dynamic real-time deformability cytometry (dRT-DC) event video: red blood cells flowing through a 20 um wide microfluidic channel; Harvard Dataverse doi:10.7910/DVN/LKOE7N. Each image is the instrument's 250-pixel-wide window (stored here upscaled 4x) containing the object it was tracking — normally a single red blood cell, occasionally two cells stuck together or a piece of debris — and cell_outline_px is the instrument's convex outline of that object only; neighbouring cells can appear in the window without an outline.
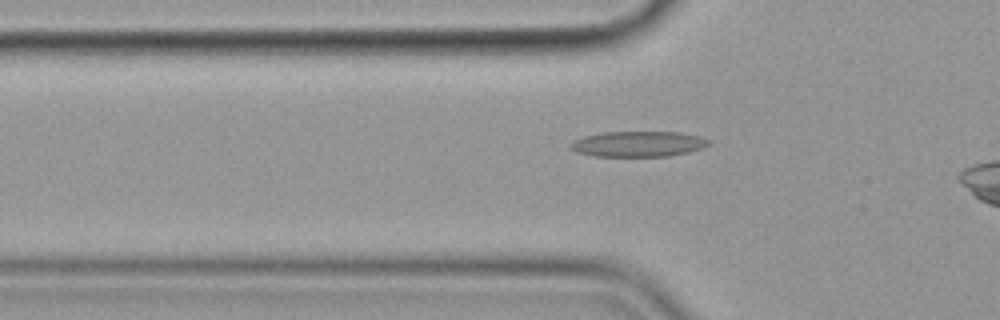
{"species": "common noctule bat (a hibernating species)", "species_latin": "Nyctalus noctula", "temperature_condition": "cold", "stored_images_in_passage": 22, "camera_frame_rate_fps": 3000, "um_per_image_px": 0.085, "animal": {"sex": "female", "body_mass_g": 19.9}, "frame": {"image": 1, "passage_image": 19, "time_ms": 6.0, "image_size_px": [1000, 320], "cell_outline_px": [[712, 144], [688, 152], [668, 156], [596, 156], [576, 152], [568, 144], [584, 136], [604, 132], [680, 132], [700, 136], [708, 140]], "centroid_in_image_um": [54.26, 12.23], "position_along_channel_um": 71.5, "area_um2": 20.4}}